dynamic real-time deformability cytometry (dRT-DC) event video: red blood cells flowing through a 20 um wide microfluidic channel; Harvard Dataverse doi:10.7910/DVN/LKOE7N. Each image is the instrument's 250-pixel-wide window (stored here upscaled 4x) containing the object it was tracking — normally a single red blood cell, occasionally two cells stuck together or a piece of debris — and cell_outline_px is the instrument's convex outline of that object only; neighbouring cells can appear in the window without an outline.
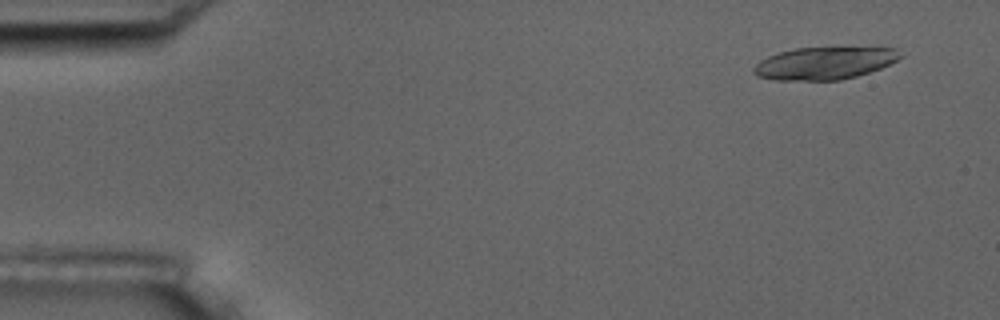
{"species": "common noctule bat (a hibernating species)", "species_latin": "Nyctalus noctula", "temperature_condition": "room temperature", "stored_images_in_passage": 5, "camera_frame_rate_fps": 3000, "um_per_image_px": 0.085, "animal": {"sex": "male", "body_mass_g": 17.5, "forearm_length_mm": 52.3}, "frame": {"image": 1, "passage_image": 2, "time_ms": 1.0, "image_size_px": [1000, 320], "cell_outline_px": [[904, 56], [880, 68], [856, 76], [840, 80], [772, 80], [756, 76], [752, 72], [752, 68], [760, 60], [768, 56], [792, 48], [896, 48]], "centroid_in_image_um": [70.02, 5.38], "position_along_channel_um": 15.0, "area_um2": 27.57}}